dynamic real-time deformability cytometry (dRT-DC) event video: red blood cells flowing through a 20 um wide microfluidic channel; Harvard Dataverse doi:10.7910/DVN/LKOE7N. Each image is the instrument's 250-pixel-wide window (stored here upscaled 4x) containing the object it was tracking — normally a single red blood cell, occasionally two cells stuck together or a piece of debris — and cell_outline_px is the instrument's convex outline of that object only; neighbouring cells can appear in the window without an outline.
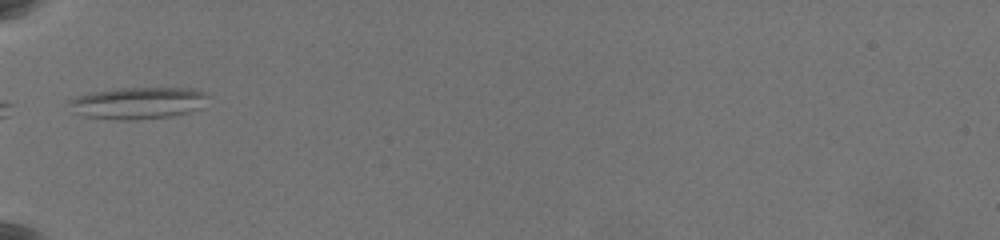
{"species": "common noctule bat (a hibernating species)", "species_latin": "Nyctalus noctula", "temperature_condition": "warm", "stored_images_in_passage": 30, "camera_frame_rate_fps": 3000, "um_per_image_px": 0.085, "animal": {"sex": "female", "body_mass_g": 19.5, "forearm_length_mm": 54.1}, "frame": {"image": 1, "passage_image": 1, "time_ms": 0.0, "image_size_px": [1000, 240], "cell_outline_px": [[208, 96], [200, 108], [188, 112], [168, 116], [136, 120], [116, 120], [88, 116], [72, 112], [68, 100], [76, 96], [92, 92], [120, 88], [192, 88], [204, 92]], "centroid_in_image_um": [11.7, 8.75], "position_along_channel_um": 73.3, "area_um2": 25.61}, "authors_computed_cell_mechanics": {"area_um2": 18.1492, "velocity_mm_per_s": 3.6257, "shape_relaxation_time_tau1_ms": null, "shape_relaxation_time_tau2_ms": 4.4713, "deformation_change_tau1": null, "deformation_change_tau2": 0.1153}}